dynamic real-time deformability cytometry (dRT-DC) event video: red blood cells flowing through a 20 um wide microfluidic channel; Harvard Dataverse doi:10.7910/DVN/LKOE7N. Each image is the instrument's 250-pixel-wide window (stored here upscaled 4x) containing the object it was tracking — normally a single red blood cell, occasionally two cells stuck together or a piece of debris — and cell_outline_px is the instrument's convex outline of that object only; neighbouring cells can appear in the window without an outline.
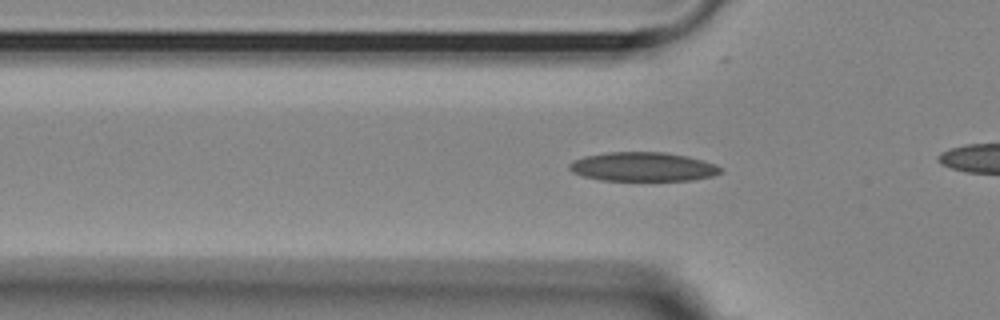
{"species": "Egyptian fruit bat (a non-hibernating species)", "species_latin": "Rousettus aegyptiacus", "temperature_condition": "room temperature", "stored_images_in_passage": 19, "camera_frame_rate_fps": 3000, "um_per_image_px": 0.085, "animal": {"sex": "female"}, "frame": {"image": 1, "passage_image": 16, "time_ms": 5.0, "image_size_px": [1000, 320], "cell_outline_px": [[724, 172], [712, 176], [692, 180], [600, 180], [584, 176], [572, 172], [568, 168], [568, 164], [584, 156], [608, 152], [664, 152], [688, 156], [716, 164], [724, 168]], "centroid_in_image_um": [54.69, 14.17], "position_along_channel_um": 71.1, "area_um2": 25.66}}